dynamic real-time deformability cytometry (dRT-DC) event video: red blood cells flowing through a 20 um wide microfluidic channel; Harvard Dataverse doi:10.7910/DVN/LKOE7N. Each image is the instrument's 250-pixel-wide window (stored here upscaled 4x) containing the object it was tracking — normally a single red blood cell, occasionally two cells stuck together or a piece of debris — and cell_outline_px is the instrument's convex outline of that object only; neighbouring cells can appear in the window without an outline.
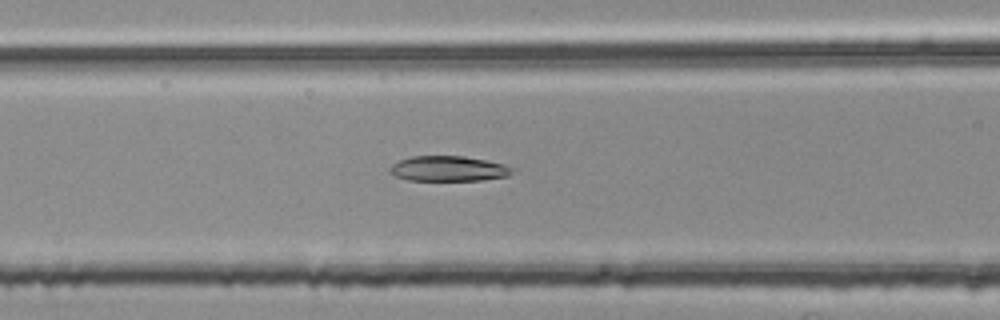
{"species": "common noctule bat (a hibernating species)", "species_latin": "Nyctalus noctula", "temperature_condition": "room temperature", "stored_images_in_passage": 41, "camera_frame_rate_fps": 3000, "um_per_image_px": 0.085, "animal": {"sex": "female", "body_mass_g": 25.1}, "frame": {"image": 1, "passage_image": 22, "time_ms": 7.0, "image_size_px": [1000, 320], "cell_outline_px": [[516, 168], [508, 176], [484, 180], [408, 180], [396, 176], [388, 172], [388, 168], [392, 164], [400, 160], [412, 156], [464, 156], [504, 164]], "centroid_in_image_um": [38.12, 14.33], "position_along_channel_um": 128.5, "area_um2": 18.03}}
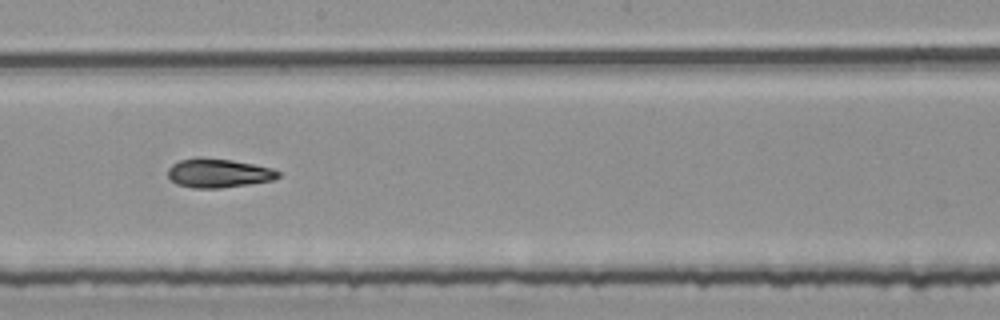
{"frame": {"image": 2, "passage_image": 30, "time_ms": 9.667, "image_size_px": [1000, 320], "cell_outline_px": [[280, 176], [272, 180], [248, 184], [220, 188], [192, 188], [176, 184], [168, 176], [168, 168], [172, 164], [180, 160], [196, 156], [200, 156], [232, 160], [272, 168], [280, 172]], "centroid_in_image_um": [18.53, 14.7], "position_along_channel_um": 229.7, "area_um2": 18.73}}
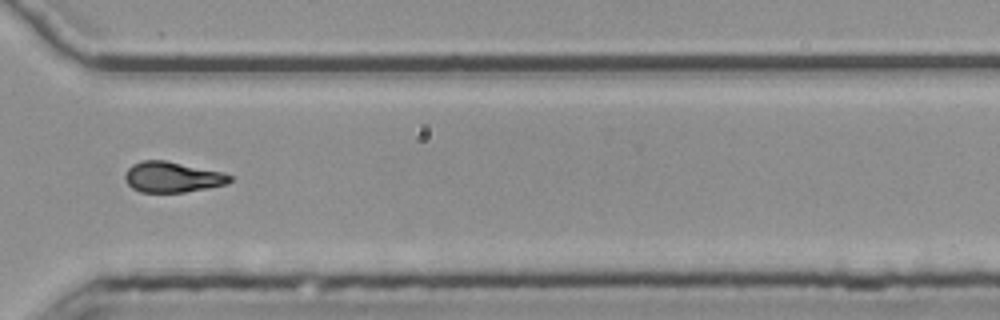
{"frame": {"image": 3, "passage_image": 40, "time_ms": 13.0, "image_size_px": [1000, 320], "cell_outline_px": [[232, 180], [228, 184], [208, 188], [184, 192], [140, 192], [132, 188], [128, 184], [124, 176], [128, 168], [132, 164], [144, 160], [164, 160], [224, 172], [232, 176]], "centroid_in_image_um": [14.67, 15.05], "position_along_channel_um": 355.9, "area_um2": 18.73}, "authors_computed_cell_mechanics": {"area_um2": 18.9006, "velocity_mm_per_s": 3.7963, "shape_relaxation_time_tau1_ms": 4.5949, "shape_relaxation_time_tau2_ms": 2.7216, "deformation_change_tau1": 0.1702, "deformation_change_tau2": 0.1031}}